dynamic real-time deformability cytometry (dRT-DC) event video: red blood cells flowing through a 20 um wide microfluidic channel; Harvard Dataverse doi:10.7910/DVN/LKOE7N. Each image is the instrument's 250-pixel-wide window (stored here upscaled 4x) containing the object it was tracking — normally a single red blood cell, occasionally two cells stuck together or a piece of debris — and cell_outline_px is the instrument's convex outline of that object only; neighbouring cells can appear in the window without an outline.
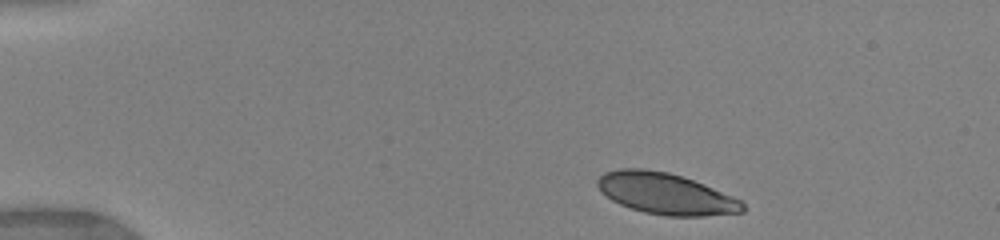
{"species": "human", "species_latin": "Homo sapiens", "temperature_condition": "warm", "stored_images_in_passage": 3, "camera_frame_rate_fps": 3000, "um_per_image_px": 0.085, "donor": {"sex": "female"}, "frame": {"image": 1, "passage_image": 1, "time_ms": 0.0, "image_size_px": [1000, 240], "cell_outline_px": [[744, 212], [704, 216], [668, 216], [644, 212], [620, 204], [612, 200], [600, 192], [596, 184], [596, 180], [604, 172], [620, 168], [644, 168], [668, 172], [704, 184], [732, 196], [740, 200], [744, 204]], "centroid_in_image_um": [56.55, 16.45], "position_along_channel_um": 28.5, "area_um2": 34.85}}